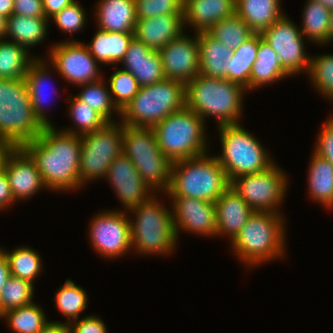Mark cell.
Masks as SVG:
<instances>
[{
  "instance_id": "ba28073f",
  "label": "cell",
  "mask_w": 333,
  "mask_h": 333,
  "mask_svg": "<svg viewBox=\"0 0 333 333\" xmlns=\"http://www.w3.org/2000/svg\"><path fill=\"white\" fill-rule=\"evenodd\" d=\"M204 124V120L185 105L161 120L153 129L162 153L174 162L207 153Z\"/></svg>"
},
{
  "instance_id": "83f0119b",
  "label": "cell",
  "mask_w": 333,
  "mask_h": 333,
  "mask_svg": "<svg viewBox=\"0 0 333 333\" xmlns=\"http://www.w3.org/2000/svg\"><path fill=\"white\" fill-rule=\"evenodd\" d=\"M287 76L290 77L283 69L278 55L259 34L257 58L250 75V90L285 79Z\"/></svg>"
},
{
  "instance_id": "2e32d148",
  "label": "cell",
  "mask_w": 333,
  "mask_h": 333,
  "mask_svg": "<svg viewBox=\"0 0 333 333\" xmlns=\"http://www.w3.org/2000/svg\"><path fill=\"white\" fill-rule=\"evenodd\" d=\"M164 76L183 82L185 85L200 72L198 36L183 33L167 43L159 51Z\"/></svg>"
},
{
  "instance_id": "8d00e7d4",
  "label": "cell",
  "mask_w": 333,
  "mask_h": 333,
  "mask_svg": "<svg viewBox=\"0 0 333 333\" xmlns=\"http://www.w3.org/2000/svg\"><path fill=\"white\" fill-rule=\"evenodd\" d=\"M10 268V275L25 279L33 284L42 269L39 253L29 247H19L12 252L3 250Z\"/></svg>"
},
{
  "instance_id": "f6af8a7d",
  "label": "cell",
  "mask_w": 333,
  "mask_h": 333,
  "mask_svg": "<svg viewBox=\"0 0 333 333\" xmlns=\"http://www.w3.org/2000/svg\"><path fill=\"white\" fill-rule=\"evenodd\" d=\"M85 10L77 1L56 13L51 19L57 27L65 33L79 32L86 23Z\"/></svg>"
},
{
  "instance_id": "1f68e13d",
  "label": "cell",
  "mask_w": 333,
  "mask_h": 333,
  "mask_svg": "<svg viewBox=\"0 0 333 333\" xmlns=\"http://www.w3.org/2000/svg\"><path fill=\"white\" fill-rule=\"evenodd\" d=\"M259 34L253 33L236 50H233L229 64L227 80L242 85L250 90V75L257 58Z\"/></svg>"
},
{
  "instance_id": "484cf974",
  "label": "cell",
  "mask_w": 333,
  "mask_h": 333,
  "mask_svg": "<svg viewBox=\"0 0 333 333\" xmlns=\"http://www.w3.org/2000/svg\"><path fill=\"white\" fill-rule=\"evenodd\" d=\"M133 38L134 33L108 32L98 28L91 43L86 46L101 65H116L123 60Z\"/></svg>"
},
{
  "instance_id": "8992f818",
  "label": "cell",
  "mask_w": 333,
  "mask_h": 333,
  "mask_svg": "<svg viewBox=\"0 0 333 333\" xmlns=\"http://www.w3.org/2000/svg\"><path fill=\"white\" fill-rule=\"evenodd\" d=\"M185 105V84L165 78L155 84L140 87L133 99L120 111L119 118L127 126L153 128Z\"/></svg>"
},
{
  "instance_id": "4fadbf2b",
  "label": "cell",
  "mask_w": 333,
  "mask_h": 333,
  "mask_svg": "<svg viewBox=\"0 0 333 333\" xmlns=\"http://www.w3.org/2000/svg\"><path fill=\"white\" fill-rule=\"evenodd\" d=\"M262 39L276 52L283 69L290 75L309 69L310 56L306 55L301 29L283 14L261 33Z\"/></svg>"
},
{
  "instance_id": "44dd1931",
  "label": "cell",
  "mask_w": 333,
  "mask_h": 333,
  "mask_svg": "<svg viewBox=\"0 0 333 333\" xmlns=\"http://www.w3.org/2000/svg\"><path fill=\"white\" fill-rule=\"evenodd\" d=\"M216 236H230L231 242L247 223L254 210L232 188L228 187L215 201Z\"/></svg>"
},
{
  "instance_id": "ffe728a7",
  "label": "cell",
  "mask_w": 333,
  "mask_h": 333,
  "mask_svg": "<svg viewBox=\"0 0 333 333\" xmlns=\"http://www.w3.org/2000/svg\"><path fill=\"white\" fill-rule=\"evenodd\" d=\"M124 69L138 81L139 86H148L165 79L161 56L135 37L129 44L123 60Z\"/></svg>"
},
{
  "instance_id": "e0dca14e",
  "label": "cell",
  "mask_w": 333,
  "mask_h": 333,
  "mask_svg": "<svg viewBox=\"0 0 333 333\" xmlns=\"http://www.w3.org/2000/svg\"><path fill=\"white\" fill-rule=\"evenodd\" d=\"M105 179L111 183V187L124 208L126 207V211L146 202L155 194L152 192L153 189L142 180L132 161L123 152L110 164Z\"/></svg>"
},
{
  "instance_id": "7a4b0ae2",
  "label": "cell",
  "mask_w": 333,
  "mask_h": 333,
  "mask_svg": "<svg viewBox=\"0 0 333 333\" xmlns=\"http://www.w3.org/2000/svg\"><path fill=\"white\" fill-rule=\"evenodd\" d=\"M247 90L235 82L198 74L185 85L186 106L200 116H213L217 125L239 124L243 94Z\"/></svg>"
},
{
  "instance_id": "6f0895ef",
  "label": "cell",
  "mask_w": 333,
  "mask_h": 333,
  "mask_svg": "<svg viewBox=\"0 0 333 333\" xmlns=\"http://www.w3.org/2000/svg\"><path fill=\"white\" fill-rule=\"evenodd\" d=\"M333 40V10L330 13L329 18V42Z\"/></svg>"
},
{
  "instance_id": "d6986e66",
  "label": "cell",
  "mask_w": 333,
  "mask_h": 333,
  "mask_svg": "<svg viewBox=\"0 0 333 333\" xmlns=\"http://www.w3.org/2000/svg\"><path fill=\"white\" fill-rule=\"evenodd\" d=\"M3 170L8 176L15 200L24 201L46 188L34 161L21 147H14L8 153Z\"/></svg>"
},
{
  "instance_id": "277c9868",
  "label": "cell",
  "mask_w": 333,
  "mask_h": 333,
  "mask_svg": "<svg viewBox=\"0 0 333 333\" xmlns=\"http://www.w3.org/2000/svg\"><path fill=\"white\" fill-rule=\"evenodd\" d=\"M282 214L254 211L231 242L235 254L246 266L284 257L285 224Z\"/></svg>"
},
{
  "instance_id": "b9f144b4",
  "label": "cell",
  "mask_w": 333,
  "mask_h": 333,
  "mask_svg": "<svg viewBox=\"0 0 333 333\" xmlns=\"http://www.w3.org/2000/svg\"><path fill=\"white\" fill-rule=\"evenodd\" d=\"M308 74L317 91L333 101V54L311 57Z\"/></svg>"
},
{
  "instance_id": "30bf717a",
  "label": "cell",
  "mask_w": 333,
  "mask_h": 333,
  "mask_svg": "<svg viewBox=\"0 0 333 333\" xmlns=\"http://www.w3.org/2000/svg\"><path fill=\"white\" fill-rule=\"evenodd\" d=\"M218 129L222 155L216 158L230 182L241 175L265 171L275 163L259 140L240 123L222 125Z\"/></svg>"
},
{
  "instance_id": "ac0fdd59",
  "label": "cell",
  "mask_w": 333,
  "mask_h": 333,
  "mask_svg": "<svg viewBox=\"0 0 333 333\" xmlns=\"http://www.w3.org/2000/svg\"><path fill=\"white\" fill-rule=\"evenodd\" d=\"M172 198V220L176 237L179 229L205 236H216L215 203L189 197Z\"/></svg>"
},
{
  "instance_id": "f546056e",
  "label": "cell",
  "mask_w": 333,
  "mask_h": 333,
  "mask_svg": "<svg viewBox=\"0 0 333 333\" xmlns=\"http://www.w3.org/2000/svg\"><path fill=\"white\" fill-rule=\"evenodd\" d=\"M48 66L49 65H46L44 60L36 57V59L30 64L24 77L34 114L44 127L54 126L48 119L47 115L44 113V108L46 107L45 99L48 97V94L45 93V89H47L45 87H47L49 81L48 78H50L48 74Z\"/></svg>"
},
{
  "instance_id": "7dc6e473",
  "label": "cell",
  "mask_w": 333,
  "mask_h": 333,
  "mask_svg": "<svg viewBox=\"0 0 333 333\" xmlns=\"http://www.w3.org/2000/svg\"><path fill=\"white\" fill-rule=\"evenodd\" d=\"M75 320V323L68 322L70 333H108L104 321L95 315Z\"/></svg>"
},
{
  "instance_id": "cb8c5ba5",
  "label": "cell",
  "mask_w": 333,
  "mask_h": 333,
  "mask_svg": "<svg viewBox=\"0 0 333 333\" xmlns=\"http://www.w3.org/2000/svg\"><path fill=\"white\" fill-rule=\"evenodd\" d=\"M97 4L95 17L99 29L134 33L137 21L135 0H100Z\"/></svg>"
},
{
  "instance_id": "ee69618b",
  "label": "cell",
  "mask_w": 333,
  "mask_h": 333,
  "mask_svg": "<svg viewBox=\"0 0 333 333\" xmlns=\"http://www.w3.org/2000/svg\"><path fill=\"white\" fill-rule=\"evenodd\" d=\"M184 0H135L137 19L160 15H183Z\"/></svg>"
},
{
  "instance_id": "d590c367",
  "label": "cell",
  "mask_w": 333,
  "mask_h": 333,
  "mask_svg": "<svg viewBox=\"0 0 333 333\" xmlns=\"http://www.w3.org/2000/svg\"><path fill=\"white\" fill-rule=\"evenodd\" d=\"M206 32L232 51L253 34L246 22L236 12L228 18L218 21Z\"/></svg>"
},
{
  "instance_id": "ab89813d",
  "label": "cell",
  "mask_w": 333,
  "mask_h": 333,
  "mask_svg": "<svg viewBox=\"0 0 333 333\" xmlns=\"http://www.w3.org/2000/svg\"><path fill=\"white\" fill-rule=\"evenodd\" d=\"M70 97L71 99H69V101H71L69 102L68 111L74 122V126H76L78 130L76 128H67L62 131L82 136L102 128L107 123L98 112L88 107V105L79 100L76 95H70Z\"/></svg>"
},
{
  "instance_id": "f1b7e54d",
  "label": "cell",
  "mask_w": 333,
  "mask_h": 333,
  "mask_svg": "<svg viewBox=\"0 0 333 333\" xmlns=\"http://www.w3.org/2000/svg\"><path fill=\"white\" fill-rule=\"evenodd\" d=\"M47 18H34L13 14L6 21V36L27 50L44 40L48 27Z\"/></svg>"
},
{
  "instance_id": "e575fe53",
  "label": "cell",
  "mask_w": 333,
  "mask_h": 333,
  "mask_svg": "<svg viewBox=\"0 0 333 333\" xmlns=\"http://www.w3.org/2000/svg\"><path fill=\"white\" fill-rule=\"evenodd\" d=\"M0 318H5L15 333H39L48 322L42 308L34 302L7 310L0 315Z\"/></svg>"
},
{
  "instance_id": "680465c9",
  "label": "cell",
  "mask_w": 333,
  "mask_h": 333,
  "mask_svg": "<svg viewBox=\"0 0 333 333\" xmlns=\"http://www.w3.org/2000/svg\"><path fill=\"white\" fill-rule=\"evenodd\" d=\"M313 1L320 2L321 4H323L330 11L333 10V0H313Z\"/></svg>"
},
{
  "instance_id": "681fc988",
  "label": "cell",
  "mask_w": 333,
  "mask_h": 333,
  "mask_svg": "<svg viewBox=\"0 0 333 333\" xmlns=\"http://www.w3.org/2000/svg\"><path fill=\"white\" fill-rule=\"evenodd\" d=\"M14 202L16 200L13 197L8 176L3 170L0 172V210H5Z\"/></svg>"
},
{
  "instance_id": "c3c4849f",
  "label": "cell",
  "mask_w": 333,
  "mask_h": 333,
  "mask_svg": "<svg viewBox=\"0 0 333 333\" xmlns=\"http://www.w3.org/2000/svg\"><path fill=\"white\" fill-rule=\"evenodd\" d=\"M13 14L34 18H46L42 0H14Z\"/></svg>"
},
{
  "instance_id": "8fae6325",
  "label": "cell",
  "mask_w": 333,
  "mask_h": 333,
  "mask_svg": "<svg viewBox=\"0 0 333 333\" xmlns=\"http://www.w3.org/2000/svg\"><path fill=\"white\" fill-rule=\"evenodd\" d=\"M81 137L80 187L105 178L110 164L123 152V124L107 122L102 128Z\"/></svg>"
},
{
  "instance_id": "9a60e30c",
  "label": "cell",
  "mask_w": 333,
  "mask_h": 333,
  "mask_svg": "<svg viewBox=\"0 0 333 333\" xmlns=\"http://www.w3.org/2000/svg\"><path fill=\"white\" fill-rule=\"evenodd\" d=\"M127 216L125 211L110 210L92 218L89 235L98 254L115 259L132 248L130 218Z\"/></svg>"
},
{
  "instance_id": "f5cc1de1",
  "label": "cell",
  "mask_w": 333,
  "mask_h": 333,
  "mask_svg": "<svg viewBox=\"0 0 333 333\" xmlns=\"http://www.w3.org/2000/svg\"><path fill=\"white\" fill-rule=\"evenodd\" d=\"M10 276L11 275H10L9 264L3 252V248H1L0 249V291Z\"/></svg>"
},
{
  "instance_id": "5b68a950",
  "label": "cell",
  "mask_w": 333,
  "mask_h": 333,
  "mask_svg": "<svg viewBox=\"0 0 333 333\" xmlns=\"http://www.w3.org/2000/svg\"><path fill=\"white\" fill-rule=\"evenodd\" d=\"M43 128L34 114L24 78H0V140L21 147L36 139Z\"/></svg>"
},
{
  "instance_id": "7c38bea8",
  "label": "cell",
  "mask_w": 333,
  "mask_h": 333,
  "mask_svg": "<svg viewBox=\"0 0 333 333\" xmlns=\"http://www.w3.org/2000/svg\"><path fill=\"white\" fill-rule=\"evenodd\" d=\"M287 175L274 163L265 171L241 175L230 182L232 187L257 212L278 213L287 191ZM278 209V210H277Z\"/></svg>"
},
{
  "instance_id": "bcb514c9",
  "label": "cell",
  "mask_w": 333,
  "mask_h": 333,
  "mask_svg": "<svg viewBox=\"0 0 333 333\" xmlns=\"http://www.w3.org/2000/svg\"><path fill=\"white\" fill-rule=\"evenodd\" d=\"M333 116V115H332ZM332 116L324 123L315 145L314 153L328 160L333 166V118Z\"/></svg>"
},
{
  "instance_id": "11a10c76",
  "label": "cell",
  "mask_w": 333,
  "mask_h": 333,
  "mask_svg": "<svg viewBox=\"0 0 333 333\" xmlns=\"http://www.w3.org/2000/svg\"><path fill=\"white\" fill-rule=\"evenodd\" d=\"M14 148V146L9 145V144H4L1 148H0V172L3 171V166H4V162L5 159L8 155V153Z\"/></svg>"
},
{
  "instance_id": "9f6ffc18",
  "label": "cell",
  "mask_w": 333,
  "mask_h": 333,
  "mask_svg": "<svg viewBox=\"0 0 333 333\" xmlns=\"http://www.w3.org/2000/svg\"><path fill=\"white\" fill-rule=\"evenodd\" d=\"M7 18L0 14V39L5 38Z\"/></svg>"
},
{
  "instance_id": "f35d334b",
  "label": "cell",
  "mask_w": 333,
  "mask_h": 333,
  "mask_svg": "<svg viewBox=\"0 0 333 333\" xmlns=\"http://www.w3.org/2000/svg\"><path fill=\"white\" fill-rule=\"evenodd\" d=\"M87 301L86 291L76 285L70 278H68L55 294V304L58 310L69 319H67L66 322L80 319L79 315H81V312L85 311Z\"/></svg>"
},
{
  "instance_id": "603a6c76",
  "label": "cell",
  "mask_w": 333,
  "mask_h": 333,
  "mask_svg": "<svg viewBox=\"0 0 333 333\" xmlns=\"http://www.w3.org/2000/svg\"><path fill=\"white\" fill-rule=\"evenodd\" d=\"M236 0H184L183 19L195 28V33L206 32L218 21L235 13Z\"/></svg>"
},
{
  "instance_id": "836d02e7",
  "label": "cell",
  "mask_w": 333,
  "mask_h": 333,
  "mask_svg": "<svg viewBox=\"0 0 333 333\" xmlns=\"http://www.w3.org/2000/svg\"><path fill=\"white\" fill-rule=\"evenodd\" d=\"M330 13L331 11L320 2L307 0L302 14L303 36L320 45L329 43Z\"/></svg>"
},
{
  "instance_id": "7402d4cb",
  "label": "cell",
  "mask_w": 333,
  "mask_h": 333,
  "mask_svg": "<svg viewBox=\"0 0 333 333\" xmlns=\"http://www.w3.org/2000/svg\"><path fill=\"white\" fill-rule=\"evenodd\" d=\"M183 15H160L137 19L134 37L152 50L159 51L184 31Z\"/></svg>"
},
{
  "instance_id": "7bdbcfd3",
  "label": "cell",
  "mask_w": 333,
  "mask_h": 333,
  "mask_svg": "<svg viewBox=\"0 0 333 333\" xmlns=\"http://www.w3.org/2000/svg\"><path fill=\"white\" fill-rule=\"evenodd\" d=\"M108 83L113 103L119 111L125 108L140 89L138 81L125 69L116 70Z\"/></svg>"
},
{
  "instance_id": "9c48e42d",
  "label": "cell",
  "mask_w": 333,
  "mask_h": 333,
  "mask_svg": "<svg viewBox=\"0 0 333 333\" xmlns=\"http://www.w3.org/2000/svg\"><path fill=\"white\" fill-rule=\"evenodd\" d=\"M122 148L153 192L169 189L172 162L159 148L153 128L123 124Z\"/></svg>"
},
{
  "instance_id": "60d3db41",
  "label": "cell",
  "mask_w": 333,
  "mask_h": 333,
  "mask_svg": "<svg viewBox=\"0 0 333 333\" xmlns=\"http://www.w3.org/2000/svg\"><path fill=\"white\" fill-rule=\"evenodd\" d=\"M33 286L30 281L10 276L0 291V315L7 310L32 304Z\"/></svg>"
},
{
  "instance_id": "91938a15",
  "label": "cell",
  "mask_w": 333,
  "mask_h": 333,
  "mask_svg": "<svg viewBox=\"0 0 333 333\" xmlns=\"http://www.w3.org/2000/svg\"><path fill=\"white\" fill-rule=\"evenodd\" d=\"M5 143H3L1 140H0V148L4 145Z\"/></svg>"
},
{
  "instance_id": "d4e9b609",
  "label": "cell",
  "mask_w": 333,
  "mask_h": 333,
  "mask_svg": "<svg viewBox=\"0 0 333 333\" xmlns=\"http://www.w3.org/2000/svg\"><path fill=\"white\" fill-rule=\"evenodd\" d=\"M200 75L225 79L229 74L232 50L207 32H198Z\"/></svg>"
},
{
  "instance_id": "52a82bcc",
  "label": "cell",
  "mask_w": 333,
  "mask_h": 333,
  "mask_svg": "<svg viewBox=\"0 0 333 333\" xmlns=\"http://www.w3.org/2000/svg\"><path fill=\"white\" fill-rule=\"evenodd\" d=\"M129 210L136 214L135 220H129L135 252L140 255L171 254L177 243L172 211L160 204L155 195Z\"/></svg>"
},
{
  "instance_id": "4dcf8cb0",
  "label": "cell",
  "mask_w": 333,
  "mask_h": 333,
  "mask_svg": "<svg viewBox=\"0 0 333 333\" xmlns=\"http://www.w3.org/2000/svg\"><path fill=\"white\" fill-rule=\"evenodd\" d=\"M308 173L309 196L322 203L327 209L333 208V166L313 152Z\"/></svg>"
},
{
  "instance_id": "6da1fadb",
  "label": "cell",
  "mask_w": 333,
  "mask_h": 333,
  "mask_svg": "<svg viewBox=\"0 0 333 333\" xmlns=\"http://www.w3.org/2000/svg\"><path fill=\"white\" fill-rule=\"evenodd\" d=\"M21 148L34 161L46 188L62 192L80 188L79 135L48 126L36 139L24 143Z\"/></svg>"
},
{
  "instance_id": "d6a6232c",
  "label": "cell",
  "mask_w": 333,
  "mask_h": 333,
  "mask_svg": "<svg viewBox=\"0 0 333 333\" xmlns=\"http://www.w3.org/2000/svg\"><path fill=\"white\" fill-rule=\"evenodd\" d=\"M36 57H30L28 50L19 44L0 39V78L22 79Z\"/></svg>"
},
{
  "instance_id": "f907efd6",
  "label": "cell",
  "mask_w": 333,
  "mask_h": 333,
  "mask_svg": "<svg viewBox=\"0 0 333 333\" xmlns=\"http://www.w3.org/2000/svg\"><path fill=\"white\" fill-rule=\"evenodd\" d=\"M76 0H42L45 17L50 20L56 13L71 5Z\"/></svg>"
},
{
  "instance_id": "74e56055",
  "label": "cell",
  "mask_w": 333,
  "mask_h": 333,
  "mask_svg": "<svg viewBox=\"0 0 333 333\" xmlns=\"http://www.w3.org/2000/svg\"><path fill=\"white\" fill-rule=\"evenodd\" d=\"M79 86L83 87V90L76 97L98 112L107 122H115L111 120V115L116 113L120 116V111L113 103L110 90L103 79Z\"/></svg>"
},
{
  "instance_id": "3957f363",
  "label": "cell",
  "mask_w": 333,
  "mask_h": 333,
  "mask_svg": "<svg viewBox=\"0 0 333 333\" xmlns=\"http://www.w3.org/2000/svg\"><path fill=\"white\" fill-rule=\"evenodd\" d=\"M230 186L218 159L206 154L172 162L170 197H189L214 202Z\"/></svg>"
},
{
  "instance_id": "4316f807",
  "label": "cell",
  "mask_w": 333,
  "mask_h": 333,
  "mask_svg": "<svg viewBox=\"0 0 333 333\" xmlns=\"http://www.w3.org/2000/svg\"><path fill=\"white\" fill-rule=\"evenodd\" d=\"M280 0H236L235 12L253 33L261 34L283 15Z\"/></svg>"
},
{
  "instance_id": "816d5d0a",
  "label": "cell",
  "mask_w": 333,
  "mask_h": 333,
  "mask_svg": "<svg viewBox=\"0 0 333 333\" xmlns=\"http://www.w3.org/2000/svg\"><path fill=\"white\" fill-rule=\"evenodd\" d=\"M39 333H70V328L68 322L51 321L47 322Z\"/></svg>"
},
{
  "instance_id": "db71d44e",
  "label": "cell",
  "mask_w": 333,
  "mask_h": 333,
  "mask_svg": "<svg viewBox=\"0 0 333 333\" xmlns=\"http://www.w3.org/2000/svg\"><path fill=\"white\" fill-rule=\"evenodd\" d=\"M14 0H0V14L6 18L13 15Z\"/></svg>"
},
{
  "instance_id": "5bb4252c",
  "label": "cell",
  "mask_w": 333,
  "mask_h": 333,
  "mask_svg": "<svg viewBox=\"0 0 333 333\" xmlns=\"http://www.w3.org/2000/svg\"><path fill=\"white\" fill-rule=\"evenodd\" d=\"M48 57L58 74L75 85L96 82L101 77L98 61L80 41L59 42L53 45Z\"/></svg>"
}]
</instances>
